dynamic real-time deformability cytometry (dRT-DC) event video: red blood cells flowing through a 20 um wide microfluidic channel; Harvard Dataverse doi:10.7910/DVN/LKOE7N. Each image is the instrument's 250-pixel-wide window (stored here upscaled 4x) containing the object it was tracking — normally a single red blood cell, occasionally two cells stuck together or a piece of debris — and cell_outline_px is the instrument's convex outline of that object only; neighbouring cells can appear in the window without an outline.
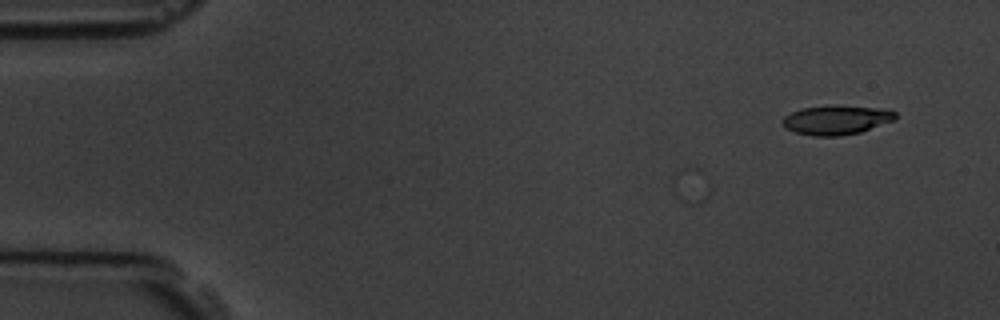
{"species": "common noctule bat (a hibernating species)", "species_latin": "Nyctalus noctula", "temperature_condition": "room temperature", "stored_images_in_passage": 5, "camera_frame_rate_fps": 3000, "um_per_image_px": 0.085, "animal": {"sex": "male", "body_mass_g": 19.5, "forearm_length_mm": 54.6}, "frame": {"image": 1, "passage_image": 1, "time_ms": 0.0, "image_size_px": [1000, 320], "cell_outline_px": [[896, 120], [860, 132], [840, 136], [812, 136], [796, 132], [784, 128], [780, 120], [784, 116], [800, 108], [836, 104], [888, 108], [896, 112]], "centroid_in_image_um": [71.11, 10.17], "position_along_channel_um": 13.9, "area_um2": 19.88}}